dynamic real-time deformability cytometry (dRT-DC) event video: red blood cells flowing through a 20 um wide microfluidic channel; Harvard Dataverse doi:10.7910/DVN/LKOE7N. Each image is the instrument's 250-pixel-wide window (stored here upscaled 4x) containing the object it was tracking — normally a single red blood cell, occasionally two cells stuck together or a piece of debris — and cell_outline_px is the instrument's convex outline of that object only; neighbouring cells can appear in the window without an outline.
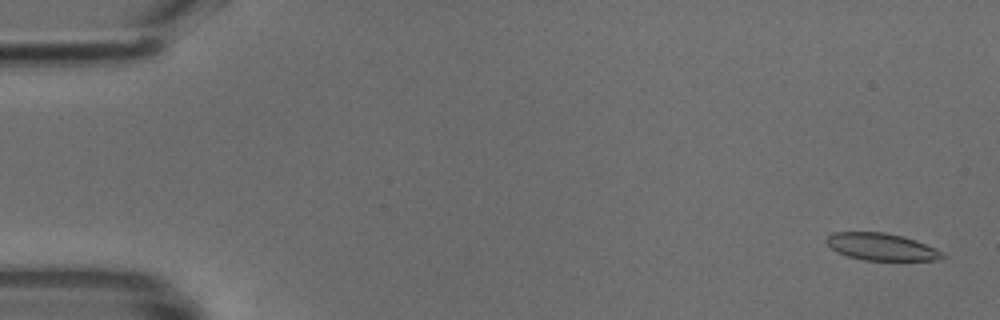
{"species": "common noctule bat (a hibernating species)", "species_latin": "Nyctalus noctula", "temperature_condition": "cold", "stored_images_in_passage": 49, "camera_frame_rate_fps": 3000, "um_per_image_px": 0.085, "animal": {"sex": "male", "body_mass_g": 18.8}, "frame": {"image": 1, "passage_image": 2, "time_ms": 0.333, "image_size_px": [1000, 320], "cell_outline_px": [[948, 256], [936, 260], [864, 260], [848, 256], [836, 252], [824, 240], [832, 232], [884, 232], [904, 236], [916, 240], [936, 248], [944, 252]], "centroid_in_image_um": [74.95, 20.97], "position_along_channel_um": 10.1, "area_um2": 18.5}}
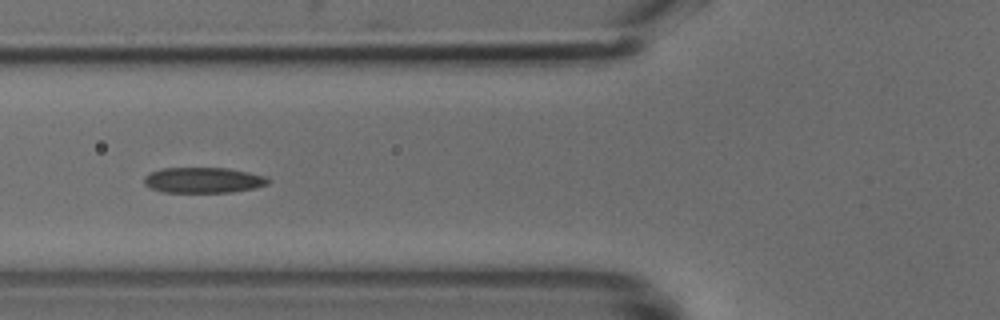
{"frame": {"image": 2, "passage_image": 19, "time_ms": 6.0, "image_size_px": [1000, 320], "cell_outline_px": [[272, 180], [268, 184], [256, 188], [232, 192], [164, 192], [152, 188], [144, 184], [144, 176], [148, 172], [164, 168], [228, 168], [248, 172], [264, 176]], "centroid_in_image_um": [17.29, 15.31], "position_along_channel_um": 108.5, "area_um2": 18.55}}
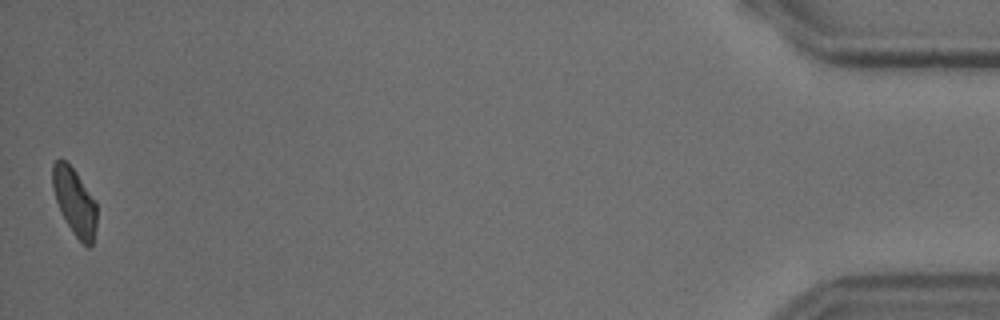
{"frame": {"image": 3, "passage_image": 49, "time_ms": 16.0, "image_size_px": [1000, 320], "cell_outline_px": [[96, 228], [92, 244], [88, 248], [72, 232], [56, 200], [52, 188], [52, 164], [56, 160], [64, 160], [76, 172], [96, 200]], "centroid_in_image_um": [6.35, 17.14], "position_along_channel_um": 428.8, "area_um2": 17.05}}